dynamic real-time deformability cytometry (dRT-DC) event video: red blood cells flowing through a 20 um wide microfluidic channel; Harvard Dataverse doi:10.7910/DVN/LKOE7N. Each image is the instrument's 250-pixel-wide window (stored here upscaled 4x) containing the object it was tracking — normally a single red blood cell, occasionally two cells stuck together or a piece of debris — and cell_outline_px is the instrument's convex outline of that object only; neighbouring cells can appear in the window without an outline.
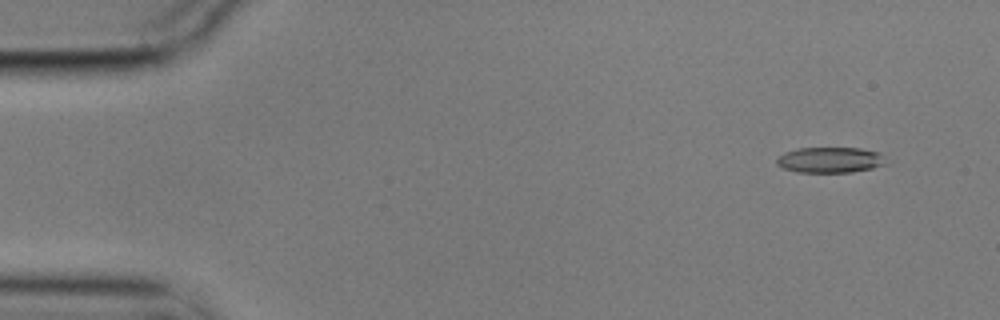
{"species": "common noctule bat (a hibernating species)", "species_latin": "Nyctalus noctula", "temperature_condition": "cold", "stored_images_in_passage": 57, "camera_frame_rate_fps": 3000, "um_per_image_px": 0.085, "animal": {"sex": "male", "body_mass_g": 17.9}, "frame": {"image": 1, "passage_image": 5, "time_ms": 1.333, "image_size_px": [1000, 320], "cell_outline_px": [[888, 164], [872, 168], [852, 172], [796, 172], [784, 168], [776, 164], [776, 160], [784, 152], [800, 148], [860, 148], [880, 152]], "centroid_in_image_um": [70.59, 13.59], "position_along_channel_um": 14.4, "area_um2": 16.36}}
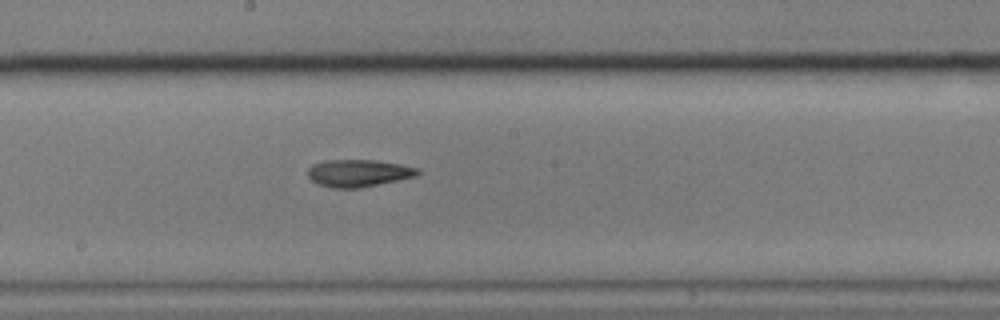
{"frame": {"image": 2, "passage_image": 31, "time_ms": 10.0, "image_size_px": [1000, 320], "cell_outline_px": [[420, 172], [416, 176], [356, 188], [332, 188], [320, 184], [312, 180], [308, 176], [308, 168], [312, 164], [324, 160], [376, 160], [400, 164], [420, 168]], "centroid_in_image_um": [30.46, 14.69], "position_along_channel_um": 217.7, "area_um2": 17.28}}
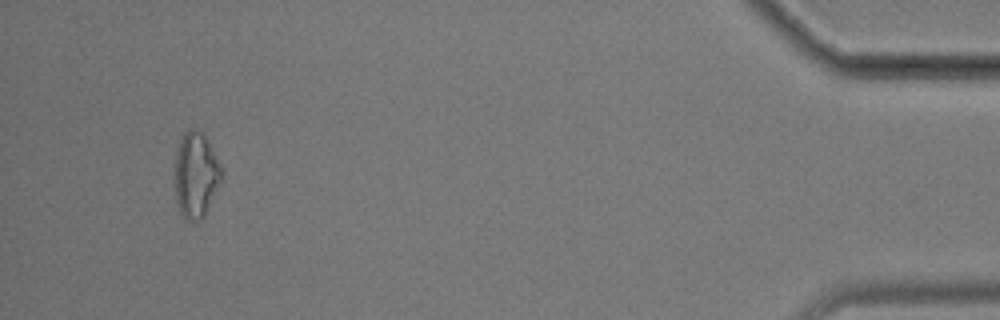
{"frame": {"image": 3, "passage_image": 54, "time_ms": 17.667, "image_size_px": [1000, 320], "cell_outline_px": [[224, 180], [200, 220], [188, 220], [180, 212], [176, 204], [176, 152], [180, 140], [184, 132], [188, 128], [196, 128], [204, 132], [224, 172]], "centroid_in_image_um": [16.69, 14.82], "position_along_channel_um": 418.5, "area_um2": 23.47}, "authors_computed_cell_mechanics": {"area_um2": 17.5134, "velocity_mm_per_s": 3.5504, "shape_relaxation_time_tau1_ms": 10.9282, "shape_relaxation_time_tau2_ms": null, "deformation_change_tau1": 0.2464, "deformation_change_tau2": null}}